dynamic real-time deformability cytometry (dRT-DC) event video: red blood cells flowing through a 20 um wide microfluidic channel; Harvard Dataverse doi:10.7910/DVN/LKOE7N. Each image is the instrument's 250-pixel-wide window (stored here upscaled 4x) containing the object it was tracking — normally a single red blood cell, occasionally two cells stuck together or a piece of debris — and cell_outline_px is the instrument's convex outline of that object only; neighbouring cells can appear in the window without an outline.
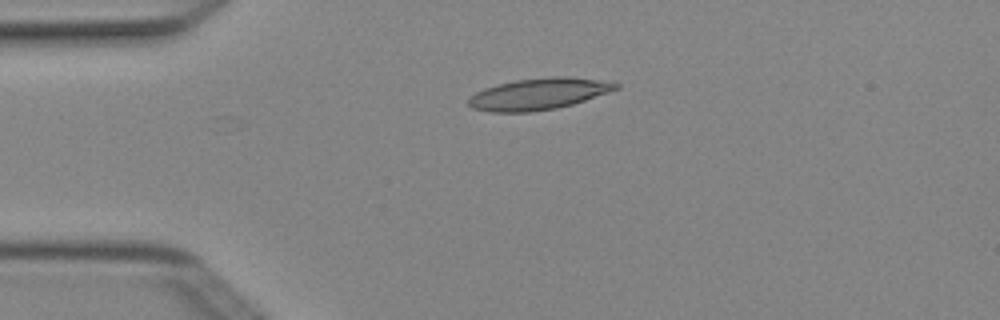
{"species": "Egyptian fruit bat (a non-hibernating species)", "species_latin": "Rousettus aegyptiacus", "temperature_condition": "cold", "stored_images_in_passage": 3, "camera_frame_rate_fps": 3000, "um_per_image_px": 0.085, "animal": {"sex": "female"}, "frame": {"image": 1, "passage_image": 2, "time_ms": 0.333, "image_size_px": [1000, 320], "cell_outline_px": [[620, 88], [572, 104], [556, 108], [532, 112], [488, 112], [472, 108], [468, 104], [468, 100], [476, 92], [484, 88], [516, 80], [556, 76], [568, 76], [596, 80], [620, 84]], "centroid_in_image_um": [45.75, 7.99], "position_along_channel_um": 39.2, "area_um2": 26.7}}